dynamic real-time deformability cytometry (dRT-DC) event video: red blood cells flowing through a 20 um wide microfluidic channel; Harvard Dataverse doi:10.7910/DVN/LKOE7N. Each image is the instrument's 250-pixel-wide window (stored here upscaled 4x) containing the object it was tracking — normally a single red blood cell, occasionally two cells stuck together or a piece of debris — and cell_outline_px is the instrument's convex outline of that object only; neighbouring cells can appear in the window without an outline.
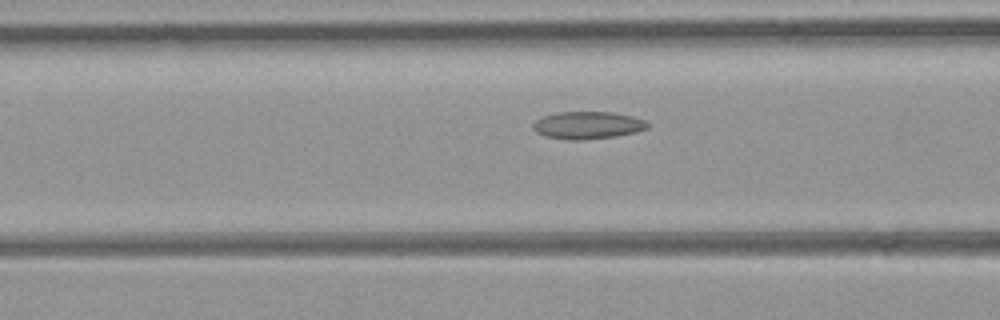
{"species": "common noctule bat (a hibernating species)", "species_latin": "Nyctalus noctula", "temperature_condition": "room temperature", "stored_images_in_passage": 26, "camera_frame_rate_fps": 3000, "um_per_image_px": 0.085, "animal": {"sex": "female", "body_mass_g": 21.9}, "frame": {"image": 1, "passage_image": 6, "time_ms": 1.667, "image_size_px": [1000, 320], "cell_outline_px": [[648, 128], [636, 132], [616, 136], [584, 140], [568, 140], [544, 136], [536, 132], [532, 128], [532, 124], [536, 120], [544, 116], [556, 112], [612, 112], [632, 116], [644, 120], [648, 124]], "centroid_in_image_um": [49.93, 10.65], "position_along_channel_um": 116.7, "area_um2": 18.38}}
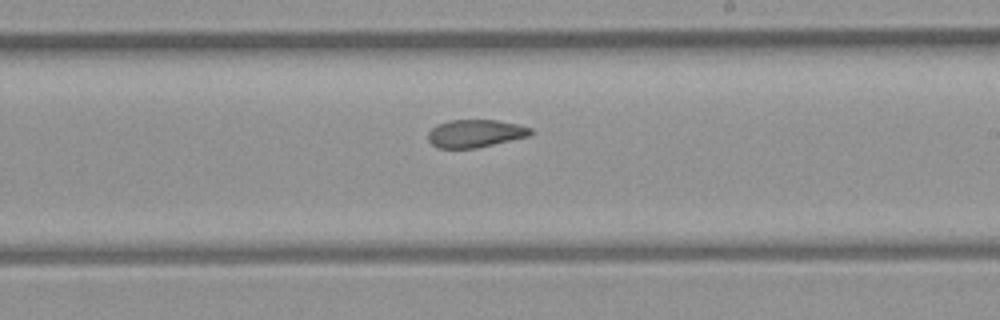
{"frame": {"image": 2, "passage_image": 15, "time_ms": 4.667, "image_size_px": [1000, 320], "cell_outline_px": [[532, 132], [528, 136], [476, 148], [436, 148], [428, 140], [428, 132], [436, 124], [448, 120], [496, 120], [516, 124], [532, 128]], "centroid_in_image_um": [40.35, 11.34], "position_along_channel_um": 248.7, "area_um2": 16.53}}
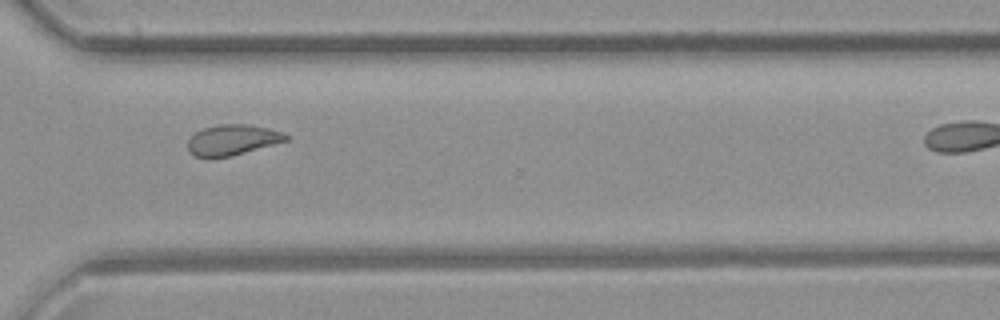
{"frame": {"image": 3, "passage_image": 22, "time_ms": 7.0, "image_size_px": [1000, 320], "cell_outline_px": [[288, 140], [228, 156], [208, 160], [196, 156], [188, 152], [188, 140], [196, 132], [204, 128], [220, 124], [248, 124], [268, 128], [284, 132], [288, 136]], "centroid_in_image_um": [19.71, 11.9], "position_along_channel_um": 350.9, "area_um2": 17.46}}